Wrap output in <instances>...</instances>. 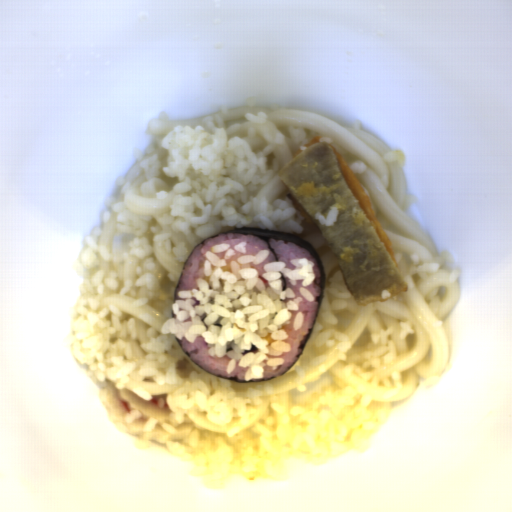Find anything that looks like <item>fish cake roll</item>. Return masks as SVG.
I'll return each mask as SVG.
<instances>
[{"label":"fish cake roll","mask_w":512,"mask_h":512,"mask_svg":"<svg viewBox=\"0 0 512 512\" xmlns=\"http://www.w3.org/2000/svg\"><path fill=\"white\" fill-rule=\"evenodd\" d=\"M167 395H154L146 401L125 388L117 389L116 379L108 373L100 397L111 418L123 430L164 445L169 442V431L163 429L162 424L171 426L172 413Z\"/></svg>","instance_id":"14b837c1"}]
</instances>
